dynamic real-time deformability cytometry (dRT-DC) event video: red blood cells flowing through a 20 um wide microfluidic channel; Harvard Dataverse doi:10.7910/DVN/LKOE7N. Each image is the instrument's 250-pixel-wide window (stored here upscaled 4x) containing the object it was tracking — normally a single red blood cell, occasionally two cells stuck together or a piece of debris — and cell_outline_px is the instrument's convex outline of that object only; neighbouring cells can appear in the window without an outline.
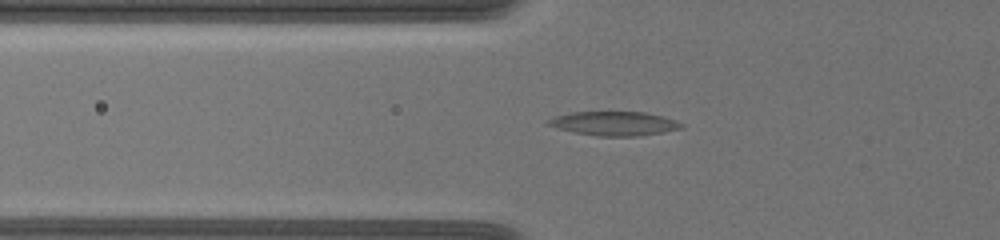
{"species": "common noctule bat (a hibernating species)", "species_latin": "Nyctalus noctula", "temperature_condition": "warm", "stored_images_in_passage": 45, "camera_frame_rate_fps": 3000, "um_per_image_px": 0.085, "animal": {"sex": "female", "body_mass_g": 19.5, "forearm_length_mm": 54.1}, "frame": {"image": 1, "passage_image": 8, "time_ms": 2.333, "image_size_px": [1000, 240], "cell_outline_px": [[684, 124], [680, 128], [664, 132], [636, 136], [596, 136], [572, 132], [556, 128], [548, 124], [544, 120], [556, 116], [572, 112], [644, 112], [676, 120]], "centroid_in_image_um": [52.16, 10.5], "position_along_channel_um": 73.6, "area_um2": 18.61}}
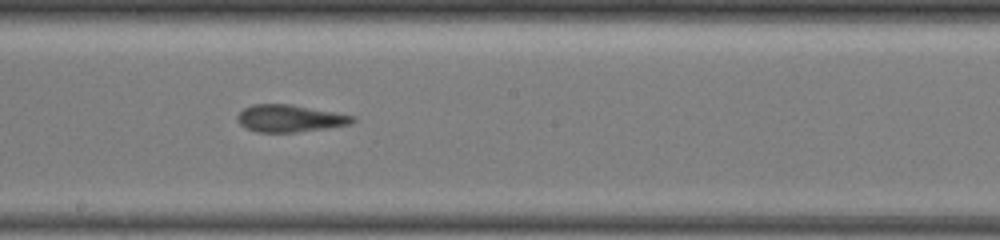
{"frame": {"image": 2, "passage_image": 21, "time_ms": 6.667, "image_size_px": [1000, 240], "cell_outline_px": [[356, 120], [352, 124], [296, 132], [256, 132], [244, 128], [236, 120], [236, 116], [244, 108], [252, 104], [292, 104], [356, 116]], "centroid_in_image_um": [24.61, 10.06], "position_along_channel_um": 223.6, "area_um2": 18.38}}
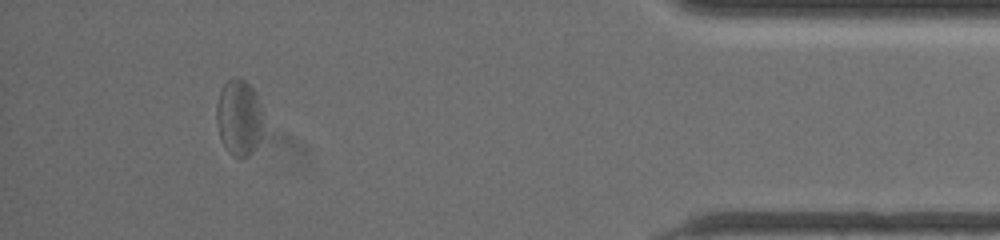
{"frame": {"image": 3, "passage_image": 41, "time_ms": 13.333, "image_size_px": [1000, 240], "cell_outline_px": [[264, 120], [256, 144], [252, 152], [248, 156], [232, 156], [228, 152], [220, 136], [216, 124], [216, 104], [220, 92], [224, 84], [228, 80], [236, 76], [244, 80], [252, 88], [264, 112]], "centroid_in_image_um": [20.3, 9.96], "position_along_channel_um": 414.9, "area_um2": 20.63}, "authors_computed_cell_mechanics": {"area_um2": 18.4382, "velocity_mm_per_s": 3.5225, "shape_relaxation_time_tau1_ms": null, "shape_relaxation_time_tau2_ms": 2.059, "deformation_change_tau1": null, "deformation_change_tau2": 0.0977}}